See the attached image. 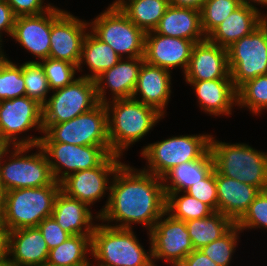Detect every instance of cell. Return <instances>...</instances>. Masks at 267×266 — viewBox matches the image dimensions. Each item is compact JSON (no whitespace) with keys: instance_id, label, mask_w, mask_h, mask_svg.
I'll return each instance as SVG.
<instances>
[{"instance_id":"1","label":"cell","mask_w":267,"mask_h":266,"mask_svg":"<svg viewBox=\"0 0 267 266\" xmlns=\"http://www.w3.org/2000/svg\"><path fill=\"white\" fill-rule=\"evenodd\" d=\"M165 212L162 179L123 162L113 176L109 202L99 221L121 229L140 224L149 232Z\"/></svg>"},{"instance_id":"2","label":"cell","mask_w":267,"mask_h":266,"mask_svg":"<svg viewBox=\"0 0 267 266\" xmlns=\"http://www.w3.org/2000/svg\"><path fill=\"white\" fill-rule=\"evenodd\" d=\"M105 105L111 153L121 157L165 118L155 108L133 98L114 99Z\"/></svg>"},{"instance_id":"3","label":"cell","mask_w":267,"mask_h":266,"mask_svg":"<svg viewBox=\"0 0 267 266\" xmlns=\"http://www.w3.org/2000/svg\"><path fill=\"white\" fill-rule=\"evenodd\" d=\"M133 230L96 223L91 236V266H149L153 262L149 232L150 249L146 251Z\"/></svg>"},{"instance_id":"4","label":"cell","mask_w":267,"mask_h":266,"mask_svg":"<svg viewBox=\"0 0 267 266\" xmlns=\"http://www.w3.org/2000/svg\"><path fill=\"white\" fill-rule=\"evenodd\" d=\"M210 139V151L213 156L214 169L221 175L237 179L267 190V151H260L248 143H227Z\"/></svg>"},{"instance_id":"5","label":"cell","mask_w":267,"mask_h":266,"mask_svg":"<svg viewBox=\"0 0 267 266\" xmlns=\"http://www.w3.org/2000/svg\"><path fill=\"white\" fill-rule=\"evenodd\" d=\"M61 190L60 182L38 188H22L4 192L1 222L9 231L37 227L53 213L54 201Z\"/></svg>"},{"instance_id":"6","label":"cell","mask_w":267,"mask_h":266,"mask_svg":"<svg viewBox=\"0 0 267 266\" xmlns=\"http://www.w3.org/2000/svg\"><path fill=\"white\" fill-rule=\"evenodd\" d=\"M34 148L38 151L31 154ZM54 181L49 161L40 145L13 146L0 164V185L4 192L43 187Z\"/></svg>"},{"instance_id":"7","label":"cell","mask_w":267,"mask_h":266,"mask_svg":"<svg viewBox=\"0 0 267 266\" xmlns=\"http://www.w3.org/2000/svg\"><path fill=\"white\" fill-rule=\"evenodd\" d=\"M211 136L208 133L177 135L148 143L140 152L146 160L142 170L161 178L172 167L201 158L210 149Z\"/></svg>"},{"instance_id":"8","label":"cell","mask_w":267,"mask_h":266,"mask_svg":"<svg viewBox=\"0 0 267 266\" xmlns=\"http://www.w3.org/2000/svg\"><path fill=\"white\" fill-rule=\"evenodd\" d=\"M90 30L121 58L144 57L146 33L120 8L108 6L89 22Z\"/></svg>"},{"instance_id":"9","label":"cell","mask_w":267,"mask_h":266,"mask_svg":"<svg viewBox=\"0 0 267 266\" xmlns=\"http://www.w3.org/2000/svg\"><path fill=\"white\" fill-rule=\"evenodd\" d=\"M44 134V135H43ZM40 142H61L81 146L110 145L105 103L62 123L43 125Z\"/></svg>"},{"instance_id":"10","label":"cell","mask_w":267,"mask_h":266,"mask_svg":"<svg viewBox=\"0 0 267 266\" xmlns=\"http://www.w3.org/2000/svg\"><path fill=\"white\" fill-rule=\"evenodd\" d=\"M34 128L35 132L43 134L42 105L36 100L22 96L0 101V136L3 139L13 146L39 145L42 136H27L26 133Z\"/></svg>"},{"instance_id":"11","label":"cell","mask_w":267,"mask_h":266,"mask_svg":"<svg viewBox=\"0 0 267 266\" xmlns=\"http://www.w3.org/2000/svg\"><path fill=\"white\" fill-rule=\"evenodd\" d=\"M51 93L42 106L43 125L69 121L99 104L95 80L80 75L69 85Z\"/></svg>"},{"instance_id":"12","label":"cell","mask_w":267,"mask_h":266,"mask_svg":"<svg viewBox=\"0 0 267 266\" xmlns=\"http://www.w3.org/2000/svg\"><path fill=\"white\" fill-rule=\"evenodd\" d=\"M230 77L238 89L247 80L267 74V27L261 23L227 48Z\"/></svg>"},{"instance_id":"13","label":"cell","mask_w":267,"mask_h":266,"mask_svg":"<svg viewBox=\"0 0 267 266\" xmlns=\"http://www.w3.org/2000/svg\"><path fill=\"white\" fill-rule=\"evenodd\" d=\"M121 159V156L111 154L98 167L68 175L60 182L61 191L71 198L84 202L90 208L107 195L105 205L96 212L100 216L108 205L111 182L116 170L123 164Z\"/></svg>"},{"instance_id":"14","label":"cell","mask_w":267,"mask_h":266,"mask_svg":"<svg viewBox=\"0 0 267 266\" xmlns=\"http://www.w3.org/2000/svg\"><path fill=\"white\" fill-rule=\"evenodd\" d=\"M55 181L100 166L112 153L110 145L81 146L61 142H40Z\"/></svg>"},{"instance_id":"15","label":"cell","mask_w":267,"mask_h":266,"mask_svg":"<svg viewBox=\"0 0 267 266\" xmlns=\"http://www.w3.org/2000/svg\"><path fill=\"white\" fill-rule=\"evenodd\" d=\"M59 8H51L49 57L78 66L89 22Z\"/></svg>"},{"instance_id":"16","label":"cell","mask_w":267,"mask_h":266,"mask_svg":"<svg viewBox=\"0 0 267 266\" xmlns=\"http://www.w3.org/2000/svg\"><path fill=\"white\" fill-rule=\"evenodd\" d=\"M153 263L179 266L194 250L185 221L165 212L149 231ZM157 261V262H156Z\"/></svg>"},{"instance_id":"17","label":"cell","mask_w":267,"mask_h":266,"mask_svg":"<svg viewBox=\"0 0 267 266\" xmlns=\"http://www.w3.org/2000/svg\"><path fill=\"white\" fill-rule=\"evenodd\" d=\"M194 44L191 40L148 32L145 37L144 61L170 72L179 67L184 74Z\"/></svg>"},{"instance_id":"18","label":"cell","mask_w":267,"mask_h":266,"mask_svg":"<svg viewBox=\"0 0 267 266\" xmlns=\"http://www.w3.org/2000/svg\"><path fill=\"white\" fill-rule=\"evenodd\" d=\"M185 81L231 79L227 49L205 39L194 44Z\"/></svg>"},{"instance_id":"19","label":"cell","mask_w":267,"mask_h":266,"mask_svg":"<svg viewBox=\"0 0 267 266\" xmlns=\"http://www.w3.org/2000/svg\"><path fill=\"white\" fill-rule=\"evenodd\" d=\"M144 62V57L121 58L115 66L99 75L95 79L99 103L132 98ZM108 90L111 91L108 95L112 96L107 98Z\"/></svg>"},{"instance_id":"20","label":"cell","mask_w":267,"mask_h":266,"mask_svg":"<svg viewBox=\"0 0 267 266\" xmlns=\"http://www.w3.org/2000/svg\"><path fill=\"white\" fill-rule=\"evenodd\" d=\"M50 34L51 9L38 15L16 17L11 39L37 59L29 62H40L49 57Z\"/></svg>"},{"instance_id":"21","label":"cell","mask_w":267,"mask_h":266,"mask_svg":"<svg viewBox=\"0 0 267 266\" xmlns=\"http://www.w3.org/2000/svg\"><path fill=\"white\" fill-rule=\"evenodd\" d=\"M172 72L144 62L132 98L155 108L163 116L172 94ZM141 98V99H140Z\"/></svg>"},{"instance_id":"22","label":"cell","mask_w":267,"mask_h":266,"mask_svg":"<svg viewBox=\"0 0 267 266\" xmlns=\"http://www.w3.org/2000/svg\"><path fill=\"white\" fill-rule=\"evenodd\" d=\"M194 89L200 110L210 116L232 115L237 106V89L232 79L185 81Z\"/></svg>"},{"instance_id":"23","label":"cell","mask_w":267,"mask_h":266,"mask_svg":"<svg viewBox=\"0 0 267 266\" xmlns=\"http://www.w3.org/2000/svg\"><path fill=\"white\" fill-rule=\"evenodd\" d=\"M215 182L218 196V212L230 218L235 224L249 209L250 204L260 193L252 185L219 174L215 170Z\"/></svg>"},{"instance_id":"24","label":"cell","mask_w":267,"mask_h":266,"mask_svg":"<svg viewBox=\"0 0 267 266\" xmlns=\"http://www.w3.org/2000/svg\"><path fill=\"white\" fill-rule=\"evenodd\" d=\"M87 204L67 196L60 190L54 201L52 217L60 227L71 235H92L94 221L100 217ZM94 216V217H93Z\"/></svg>"},{"instance_id":"25","label":"cell","mask_w":267,"mask_h":266,"mask_svg":"<svg viewBox=\"0 0 267 266\" xmlns=\"http://www.w3.org/2000/svg\"><path fill=\"white\" fill-rule=\"evenodd\" d=\"M49 248L38 227L9 232L8 258L16 266H36L47 261Z\"/></svg>"},{"instance_id":"26","label":"cell","mask_w":267,"mask_h":266,"mask_svg":"<svg viewBox=\"0 0 267 266\" xmlns=\"http://www.w3.org/2000/svg\"><path fill=\"white\" fill-rule=\"evenodd\" d=\"M263 13L241 4L207 36V39L227 49L257 28L262 23Z\"/></svg>"},{"instance_id":"27","label":"cell","mask_w":267,"mask_h":266,"mask_svg":"<svg viewBox=\"0 0 267 266\" xmlns=\"http://www.w3.org/2000/svg\"><path fill=\"white\" fill-rule=\"evenodd\" d=\"M157 34L183 38L194 43L207 39L201 24L200 10L169 5L158 26Z\"/></svg>"},{"instance_id":"28","label":"cell","mask_w":267,"mask_h":266,"mask_svg":"<svg viewBox=\"0 0 267 266\" xmlns=\"http://www.w3.org/2000/svg\"><path fill=\"white\" fill-rule=\"evenodd\" d=\"M213 169L214 161L210 149L199 159L172 167L161 177L165 196L170 193L185 192L190 186L205 178Z\"/></svg>"},{"instance_id":"29","label":"cell","mask_w":267,"mask_h":266,"mask_svg":"<svg viewBox=\"0 0 267 266\" xmlns=\"http://www.w3.org/2000/svg\"><path fill=\"white\" fill-rule=\"evenodd\" d=\"M121 57L110 45L101 41L92 31L86 34L78 64V72H82L87 65L90 73L81 74L82 77L95 80L104 71L115 66ZM84 64V65H83Z\"/></svg>"},{"instance_id":"30","label":"cell","mask_w":267,"mask_h":266,"mask_svg":"<svg viewBox=\"0 0 267 266\" xmlns=\"http://www.w3.org/2000/svg\"><path fill=\"white\" fill-rule=\"evenodd\" d=\"M185 223L194 250L219 239L235 225L221 212H213L205 218L192 219Z\"/></svg>"},{"instance_id":"31","label":"cell","mask_w":267,"mask_h":266,"mask_svg":"<svg viewBox=\"0 0 267 266\" xmlns=\"http://www.w3.org/2000/svg\"><path fill=\"white\" fill-rule=\"evenodd\" d=\"M91 236L71 235L62 244L49 250L47 261L59 266H91Z\"/></svg>"},{"instance_id":"32","label":"cell","mask_w":267,"mask_h":266,"mask_svg":"<svg viewBox=\"0 0 267 266\" xmlns=\"http://www.w3.org/2000/svg\"><path fill=\"white\" fill-rule=\"evenodd\" d=\"M169 6V0H127L121 11L145 33L154 31Z\"/></svg>"},{"instance_id":"33","label":"cell","mask_w":267,"mask_h":266,"mask_svg":"<svg viewBox=\"0 0 267 266\" xmlns=\"http://www.w3.org/2000/svg\"><path fill=\"white\" fill-rule=\"evenodd\" d=\"M166 212L173 218L186 222L205 218L214 211L202 201L185 192H175L166 196Z\"/></svg>"},{"instance_id":"34","label":"cell","mask_w":267,"mask_h":266,"mask_svg":"<svg viewBox=\"0 0 267 266\" xmlns=\"http://www.w3.org/2000/svg\"><path fill=\"white\" fill-rule=\"evenodd\" d=\"M237 107L255 116L267 110V74L247 80L237 89Z\"/></svg>"},{"instance_id":"35","label":"cell","mask_w":267,"mask_h":266,"mask_svg":"<svg viewBox=\"0 0 267 266\" xmlns=\"http://www.w3.org/2000/svg\"><path fill=\"white\" fill-rule=\"evenodd\" d=\"M242 233L235 224L226 234L199 250L219 266H229ZM240 235V236H239Z\"/></svg>"},{"instance_id":"36","label":"cell","mask_w":267,"mask_h":266,"mask_svg":"<svg viewBox=\"0 0 267 266\" xmlns=\"http://www.w3.org/2000/svg\"><path fill=\"white\" fill-rule=\"evenodd\" d=\"M22 73L25 83V96L36 100L43 106L52 91L40 62L26 61L22 63Z\"/></svg>"},{"instance_id":"37","label":"cell","mask_w":267,"mask_h":266,"mask_svg":"<svg viewBox=\"0 0 267 266\" xmlns=\"http://www.w3.org/2000/svg\"><path fill=\"white\" fill-rule=\"evenodd\" d=\"M25 96L22 64H15L9 56L0 63V101Z\"/></svg>"},{"instance_id":"38","label":"cell","mask_w":267,"mask_h":266,"mask_svg":"<svg viewBox=\"0 0 267 266\" xmlns=\"http://www.w3.org/2000/svg\"><path fill=\"white\" fill-rule=\"evenodd\" d=\"M240 5L239 0H207L200 9L206 37Z\"/></svg>"},{"instance_id":"39","label":"cell","mask_w":267,"mask_h":266,"mask_svg":"<svg viewBox=\"0 0 267 266\" xmlns=\"http://www.w3.org/2000/svg\"><path fill=\"white\" fill-rule=\"evenodd\" d=\"M44 69L51 91L63 88L72 83L78 73V67L66 61L53 58H46L40 61Z\"/></svg>"},{"instance_id":"40","label":"cell","mask_w":267,"mask_h":266,"mask_svg":"<svg viewBox=\"0 0 267 266\" xmlns=\"http://www.w3.org/2000/svg\"><path fill=\"white\" fill-rule=\"evenodd\" d=\"M236 225L242 233L250 229H267V190L260 191Z\"/></svg>"},{"instance_id":"41","label":"cell","mask_w":267,"mask_h":266,"mask_svg":"<svg viewBox=\"0 0 267 266\" xmlns=\"http://www.w3.org/2000/svg\"><path fill=\"white\" fill-rule=\"evenodd\" d=\"M185 193L202 201L214 212H218L217 186L215 182V169L197 184L190 186Z\"/></svg>"},{"instance_id":"42","label":"cell","mask_w":267,"mask_h":266,"mask_svg":"<svg viewBox=\"0 0 267 266\" xmlns=\"http://www.w3.org/2000/svg\"><path fill=\"white\" fill-rule=\"evenodd\" d=\"M37 227L42 232L49 250L59 246L71 237V234L64 231L52 216L45 218Z\"/></svg>"},{"instance_id":"43","label":"cell","mask_w":267,"mask_h":266,"mask_svg":"<svg viewBox=\"0 0 267 266\" xmlns=\"http://www.w3.org/2000/svg\"><path fill=\"white\" fill-rule=\"evenodd\" d=\"M45 0H6L11 6L16 17L38 15L55 7L53 3H46Z\"/></svg>"},{"instance_id":"44","label":"cell","mask_w":267,"mask_h":266,"mask_svg":"<svg viewBox=\"0 0 267 266\" xmlns=\"http://www.w3.org/2000/svg\"><path fill=\"white\" fill-rule=\"evenodd\" d=\"M16 16L6 0H0V46H3V33L12 36Z\"/></svg>"},{"instance_id":"45","label":"cell","mask_w":267,"mask_h":266,"mask_svg":"<svg viewBox=\"0 0 267 266\" xmlns=\"http://www.w3.org/2000/svg\"><path fill=\"white\" fill-rule=\"evenodd\" d=\"M179 266H219L199 249L193 250Z\"/></svg>"},{"instance_id":"46","label":"cell","mask_w":267,"mask_h":266,"mask_svg":"<svg viewBox=\"0 0 267 266\" xmlns=\"http://www.w3.org/2000/svg\"><path fill=\"white\" fill-rule=\"evenodd\" d=\"M9 230L0 220V260L8 257Z\"/></svg>"},{"instance_id":"47","label":"cell","mask_w":267,"mask_h":266,"mask_svg":"<svg viewBox=\"0 0 267 266\" xmlns=\"http://www.w3.org/2000/svg\"><path fill=\"white\" fill-rule=\"evenodd\" d=\"M206 1L207 0H169V5L200 10Z\"/></svg>"},{"instance_id":"48","label":"cell","mask_w":267,"mask_h":266,"mask_svg":"<svg viewBox=\"0 0 267 266\" xmlns=\"http://www.w3.org/2000/svg\"><path fill=\"white\" fill-rule=\"evenodd\" d=\"M10 147H13V145L0 136V164L3 162L7 153L12 149Z\"/></svg>"},{"instance_id":"49","label":"cell","mask_w":267,"mask_h":266,"mask_svg":"<svg viewBox=\"0 0 267 266\" xmlns=\"http://www.w3.org/2000/svg\"><path fill=\"white\" fill-rule=\"evenodd\" d=\"M239 1H240L241 4L249 6V7H253L255 9L259 10L260 12L262 10L259 9L258 5L267 7V0H239Z\"/></svg>"},{"instance_id":"50","label":"cell","mask_w":267,"mask_h":266,"mask_svg":"<svg viewBox=\"0 0 267 266\" xmlns=\"http://www.w3.org/2000/svg\"><path fill=\"white\" fill-rule=\"evenodd\" d=\"M0 266H16L8 257L0 260Z\"/></svg>"},{"instance_id":"51","label":"cell","mask_w":267,"mask_h":266,"mask_svg":"<svg viewBox=\"0 0 267 266\" xmlns=\"http://www.w3.org/2000/svg\"><path fill=\"white\" fill-rule=\"evenodd\" d=\"M127 0H115L112 2V4H109L110 6L120 8Z\"/></svg>"},{"instance_id":"52","label":"cell","mask_w":267,"mask_h":266,"mask_svg":"<svg viewBox=\"0 0 267 266\" xmlns=\"http://www.w3.org/2000/svg\"><path fill=\"white\" fill-rule=\"evenodd\" d=\"M3 198H4V191L2 190V187L0 185V212L3 206Z\"/></svg>"},{"instance_id":"53","label":"cell","mask_w":267,"mask_h":266,"mask_svg":"<svg viewBox=\"0 0 267 266\" xmlns=\"http://www.w3.org/2000/svg\"><path fill=\"white\" fill-rule=\"evenodd\" d=\"M2 47L4 46H0V63L5 59L6 55H8V54H5L6 52H4Z\"/></svg>"},{"instance_id":"54","label":"cell","mask_w":267,"mask_h":266,"mask_svg":"<svg viewBox=\"0 0 267 266\" xmlns=\"http://www.w3.org/2000/svg\"><path fill=\"white\" fill-rule=\"evenodd\" d=\"M36 266H59V265H55V264H52V263H50L48 261H45V262H43L41 264H38Z\"/></svg>"},{"instance_id":"55","label":"cell","mask_w":267,"mask_h":266,"mask_svg":"<svg viewBox=\"0 0 267 266\" xmlns=\"http://www.w3.org/2000/svg\"><path fill=\"white\" fill-rule=\"evenodd\" d=\"M262 23L267 27V12L263 16Z\"/></svg>"},{"instance_id":"56","label":"cell","mask_w":267,"mask_h":266,"mask_svg":"<svg viewBox=\"0 0 267 266\" xmlns=\"http://www.w3.org/2000/svg\"><path fill=\"white\" fill-rule=\"evenodd\" d=\"M149 266H157V264H154L153 262ZM159 266V265H158Z\"/></svg>"}]
</instances>
